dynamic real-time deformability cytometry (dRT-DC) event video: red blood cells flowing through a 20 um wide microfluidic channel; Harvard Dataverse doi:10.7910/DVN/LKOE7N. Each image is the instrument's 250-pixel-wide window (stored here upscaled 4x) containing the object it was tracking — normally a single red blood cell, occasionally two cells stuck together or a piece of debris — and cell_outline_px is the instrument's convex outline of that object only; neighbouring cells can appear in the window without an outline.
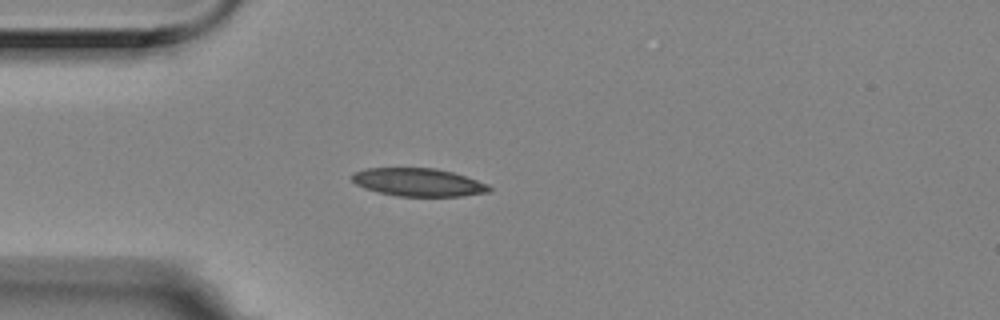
{"species": "Egyptian fruit bat (a non-hibernating species)", "species_latin": "Rousettus aegyptiacus", "temperature_condition": "room temperature", "stored_images_in_passage": 4, "camera_frame_rate_fps": 3000, "um_per_image_px": 0.085, "animal": {"sex": "female"}, "frame": {"image": 1, "passage_image": 4, "time_ms": 1.0, "image_size_px": [1000, 320], "cell_outline_px": [[492, 192], [464, 196], [396, 196], [364, 188], [356, 184], [352, 180], [352, 172], [364, 168], [436, 168], [452, 172], [488, 184], [492, 188]], "centroid_in_image_um": [35.56, 15.49], "position_along_channel_um": 49.4, "area_um2": 22.48}}